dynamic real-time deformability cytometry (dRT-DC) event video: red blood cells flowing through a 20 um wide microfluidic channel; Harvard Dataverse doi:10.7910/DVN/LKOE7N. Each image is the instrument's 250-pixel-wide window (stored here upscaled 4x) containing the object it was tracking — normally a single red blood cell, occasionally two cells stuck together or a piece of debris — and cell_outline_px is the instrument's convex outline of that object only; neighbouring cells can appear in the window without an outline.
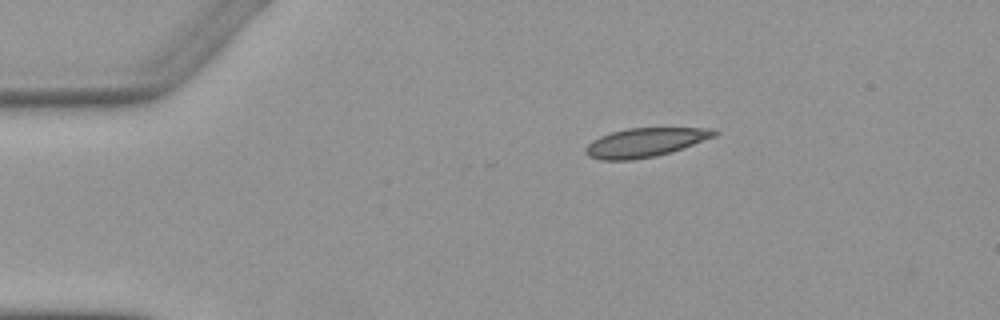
{"species": "Egyptian fruit bat (a non-hibernating species)", "species_latin": "Rousettus aegyptiacus", "temperature_condition": "warm", "stored_images_in_passage": 4, "camera_frame_rate_fps": 3000, "um_per_image_px": 0.085, "animal": {"sex": "female"}, "frame": {"image": 1, "passage_image": 1, "time_ms": 0.0, "image_size_px": [1000, 320], "cell_outline_px": [[720, 132], [716, 136], [672, 152], [656, 156], [632, 160], [600, 160], [588, 156], [584, 152], [584, 148], [592, 140], [600, 136], [612, 132], [628, 128], [716, 128]], "centroid_in_image_um": [54.85, 12.11], "position_along_channel_um": 30.2, "area_um2": 21.91}}
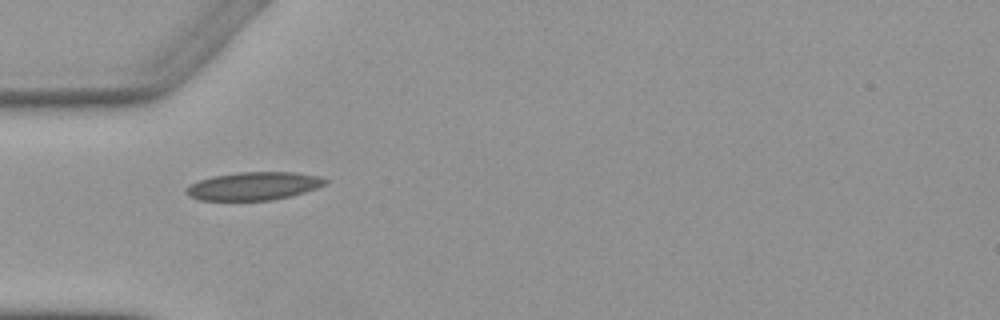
{"frame": {"image": 2, "passage_image": 3, "time_ms": 2.333, "image_size_px": [1000, 320], "cell_outline_px": [[328, 184], [292, 196], [272, 200], [200, 200], [188, 196], [184, 192], [184, 188], [200, 180], [212, 176], [240, 172], [296, 172], [320, 176], [328, 180]], "centroid_in_image_um": [21.58, 15.81], "position_along_channel_um": 63.4, "area_um2": 22.89}}